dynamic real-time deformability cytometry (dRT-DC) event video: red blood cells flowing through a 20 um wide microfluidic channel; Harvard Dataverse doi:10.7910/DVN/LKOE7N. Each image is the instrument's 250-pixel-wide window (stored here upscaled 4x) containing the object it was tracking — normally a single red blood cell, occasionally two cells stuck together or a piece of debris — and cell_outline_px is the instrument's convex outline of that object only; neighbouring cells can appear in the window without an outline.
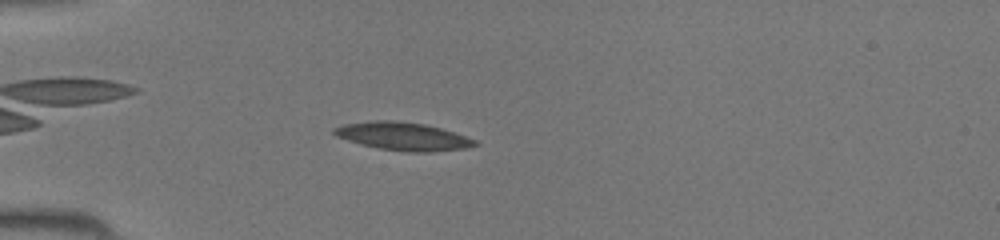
{"species": "common noctule bat (a hibernating species)", "species_latin": "Nyctalus noctula", "temperature_condition": "room temperature", "stored_images_in_passage": 39, "camera_frame_rate_fps": 3000, "um_per_image_px": 0.085, "animal": {"sex": "female", "body_mass_g": 19.5, "forearm_length_mm": 54.1}, "frame": {"image": 1, "passage_image": 7, "time_ms": 2.0, "image_size_px": [1000, 240], "cell_outline_px": [[480, 144], [464, 148], [428, 152], [408, 152], [380, 148], [360, 144], [336, 136], [332, 132], [332, 128], [344, 124], [372, 120], [396, 120], [424, 124], [440, 128], [476, 140]], "centroid_in_image_um": [34.21, 11.58], "position_along_channel_um": 50.8, "area_um2": 22.83}}
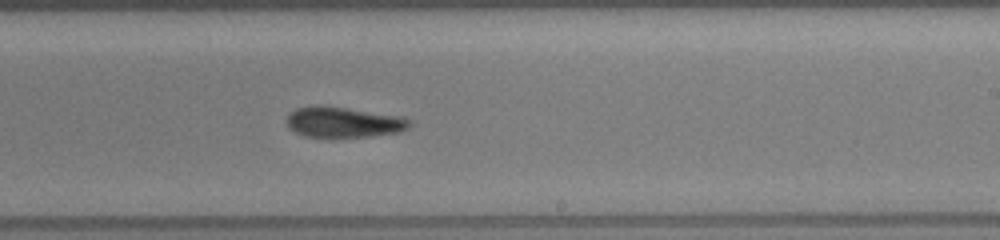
{"frame": {"image": 2, "passage_image": 22, "time_ms": 7.0, "image_size_px": [1000, 240], "cell_outline_px": [[412, 124], [408, 128], [400, 132], [336, 140], [332, 140], [304, 136], [288, 128], [284, 120], [296, 108], [320, 104], [404, 116], [412, 120]], "centroid_in_image_um": [29.19, 10.41], "position_along_channel_um": 259.8, "area_um2": 23.0}}
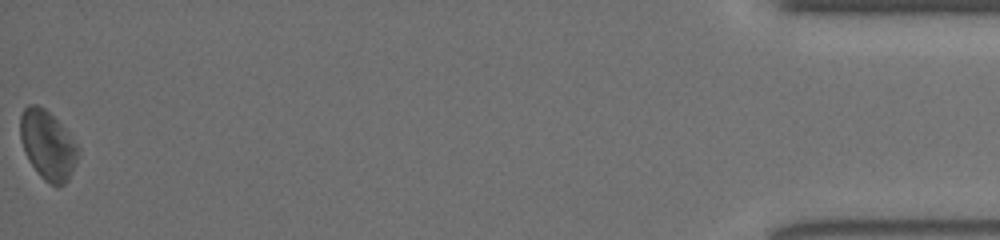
{"frame": {"image": 3, "passage_image": 39, "time_ms": 12.667, "image_size_px": [1000, 240], "cell_outline_px": [[80, 152], [76, 164], [68, 180], [64, 184], [52, 184], [44, 180], [36, 172], [28, 160], [24, 152], [20, 140], [20, 116], [24, 108], [28, 104], [36, 104], [44, 108], [68, 132], [80, 148]], "centroid_in_image_um": [4.05, 12.33], "position_along_channel_um": 431.2, "area_um2": 23.35}}